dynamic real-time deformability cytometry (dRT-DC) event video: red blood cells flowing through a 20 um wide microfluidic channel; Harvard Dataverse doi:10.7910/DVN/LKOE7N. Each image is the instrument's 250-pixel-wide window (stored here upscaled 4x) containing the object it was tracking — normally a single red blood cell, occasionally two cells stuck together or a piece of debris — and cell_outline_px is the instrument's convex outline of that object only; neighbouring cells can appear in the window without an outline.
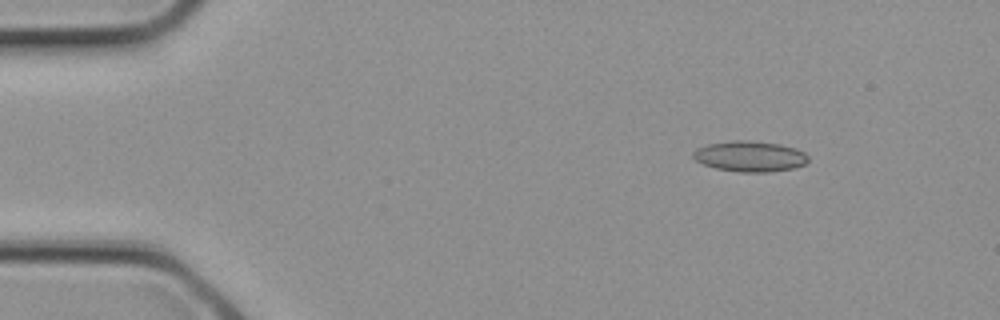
{"species": "common noctule bat (a hibernating species)", "species_latin": "Nyctalus noctula", "temperature_condition": "cold", "stored_images_in_passage": 3, "camera_frame_rate_fps": 3000, "um_per_image_px": 0.085, "animal": {"sex": "female", "body_mass_g": 21.9}, "frame": {"image": 1, "passage_image": 2, "time_ms": 0.333, "image_size_px": [1000, 320], "cell_outline_px": [[808, 160], [804, 164], [792, 168], [768, 172], [736, 172], [716, 168], [704, 164], [696, 160], [692, 156], [692, 152], [696, 148], [708, 144], [732, 140], [744, 140], [780, 144], [796, 148], [804, 152], [808, 156]], "centroid_in_image_um": [63.72, 13.28], "position_along_channel_um": 21.3, "area_um2": 20.52}}